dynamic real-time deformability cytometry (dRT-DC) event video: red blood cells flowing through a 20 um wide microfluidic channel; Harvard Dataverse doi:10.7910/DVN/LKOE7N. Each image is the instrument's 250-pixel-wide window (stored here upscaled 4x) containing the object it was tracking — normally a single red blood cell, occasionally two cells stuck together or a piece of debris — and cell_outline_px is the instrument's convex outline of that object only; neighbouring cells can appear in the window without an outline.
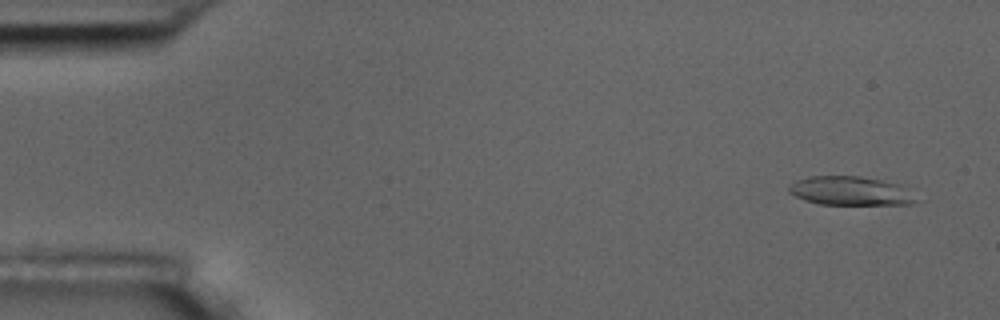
{"species": "common noctule bat (a hibernating species)", "species_latin": "Nyctalus noctula", "temperature_condition": "room temperature", "stored_images_in_passage": 4, "camera_frame_rate_fps": 3000, "um_per_image_px": 0.085, "animal": {"sex": "male", "body_mass_g": 17.5, "forearm_length_mm": 52.3}, "frame": {"image": 1, "passage_image": 1, "time_ms": 0.0, "image_size_px": [1000, 320], "cell_outline_px": [[924, 200], [916, 204], [820, 204], [804, 200], [788, 192], [788, 184], [796, 180], [808, 176], [860, 176], [880, 180], [896, 184]], "centroid_in_image_um": [72.29, 16.23], "position_along_channel_um": 12.7, "area_um2": 21.5}}
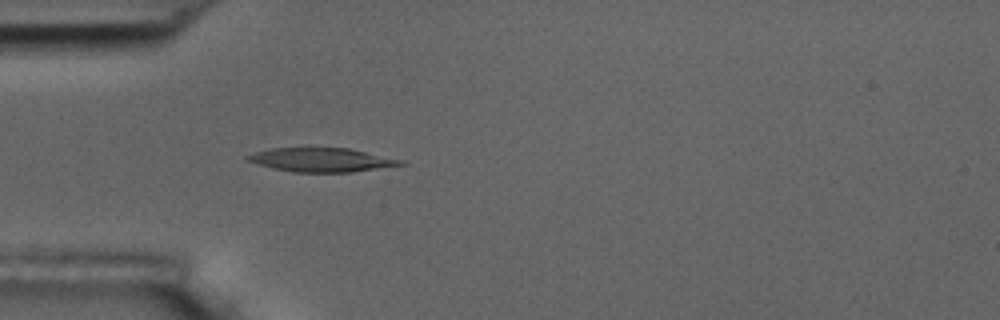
{"frame": {"image": 2, "passage_image": 4, "time_ms": 4.333, "image_size_px": [1000, 320], "cell_outline_px": [[404, 164], [352, 172], [292, 172], [272, 168], [244, 160], [244, 156], [256, 152], [272, 148], [348, 148], [404, 160]], "centroid_in_image_um": [27.27, 13.59], "position_along_channel_um": 57.7, "area_um2": 21.15}}